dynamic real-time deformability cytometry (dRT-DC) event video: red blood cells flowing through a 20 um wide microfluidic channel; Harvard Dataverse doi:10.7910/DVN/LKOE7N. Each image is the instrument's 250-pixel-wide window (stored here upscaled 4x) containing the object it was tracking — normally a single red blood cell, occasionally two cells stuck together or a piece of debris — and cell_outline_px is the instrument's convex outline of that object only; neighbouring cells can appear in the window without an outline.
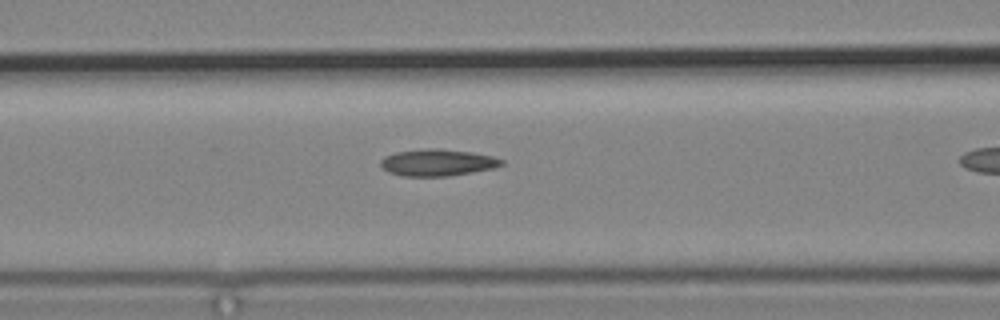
{"species": "common noctule bat (a hibernating species)", "species_latin": "Nyctalus noctula", "temperature_condition": "cold", "stored_images_in_passage": 4, "camera_frame_rate_fps": 3000, "um_per_image_px": 0.085, "animal": {"sex": "male", "body_mass_g": 19.2, "forearm_length_mm": 51.8}, "frame": {"image": 1, "passage_image": 3, "time_ms": 3.333, "image_size_px": [1000, 320], "cell_outline_px": [[504, 164], [496, 168], [448, 176], [404, 176], [388, 172], [380, 164], [380, 160], [384, 156], [396, 152], [428, 148], [436, 148], [472, 152], [492, 156], [504, 160]], "centroid_in_image_um": [37.21, 13.81], "position_along_channel_um": 129.4, "area_um2": 18.9}}